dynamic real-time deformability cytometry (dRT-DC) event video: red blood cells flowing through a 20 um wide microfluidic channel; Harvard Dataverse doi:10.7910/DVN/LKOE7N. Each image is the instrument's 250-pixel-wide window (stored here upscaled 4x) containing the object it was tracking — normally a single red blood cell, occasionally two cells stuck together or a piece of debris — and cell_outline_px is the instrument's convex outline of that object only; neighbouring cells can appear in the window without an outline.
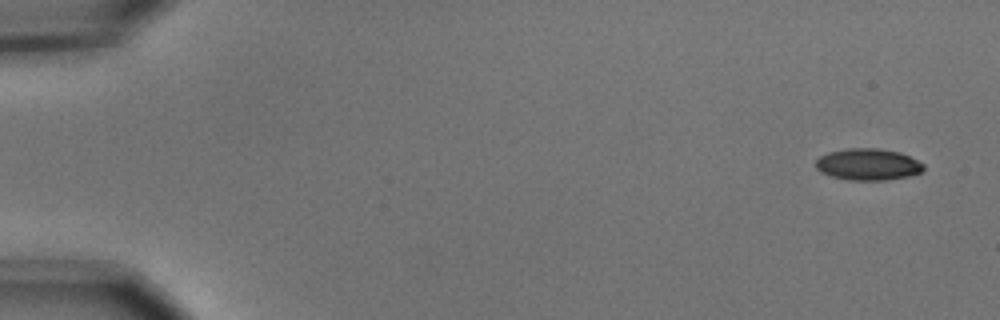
{"species": "common noctule bat (a hibernating species)", "species_latin": "Nyctalus noctula", "temperature_condition": "cold", "stored_images_in_passage": 4, "camera_frame_rate_fps": 3000, "um_per_image_px": 0.085, "animal": {"sex": "male", "body_mass_g": 15.6}, "frame": {"image": 1, "passage_image": 1, "time_ms": 0.0, "image_size_px": [1000, 320], "cell_outline_px": [[924, 172], [908, 176], [884, 180], [848, 180], [832, 176], [820, 172], [816, 168], [816, 160], [820, 156], [828, 152], [848, 148], [880, 148], [900, 152], [924, 164]], "centroid_in_image_um": [73.78, 13.97], "position_along_channel_um": 11.2, "area_um2": 19.94}}
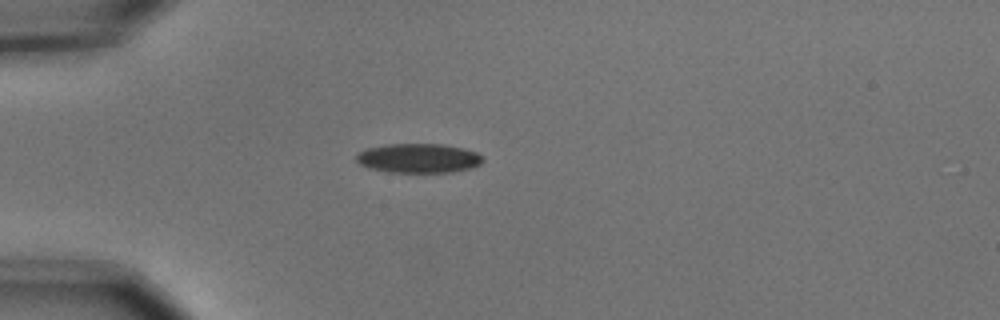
{"frame": {"image": 2, "passage_image": 4, "time_ms": 1.0, "image_size_px": [1000, 320], "cell_outline_px": [[484, 160], [480, 164], [468, 168], [448, 172], [388, 172], [368, 168], [360, 164], [356, 160], [356, 152], [368, 148], [388, 144], [440, 144], [464, 148], [476, 152], [484, 156]], "centroid_in_image_um": [35.55, 13.44], "position_along_channel_um": 49.4, "area_um2": 21.62}}